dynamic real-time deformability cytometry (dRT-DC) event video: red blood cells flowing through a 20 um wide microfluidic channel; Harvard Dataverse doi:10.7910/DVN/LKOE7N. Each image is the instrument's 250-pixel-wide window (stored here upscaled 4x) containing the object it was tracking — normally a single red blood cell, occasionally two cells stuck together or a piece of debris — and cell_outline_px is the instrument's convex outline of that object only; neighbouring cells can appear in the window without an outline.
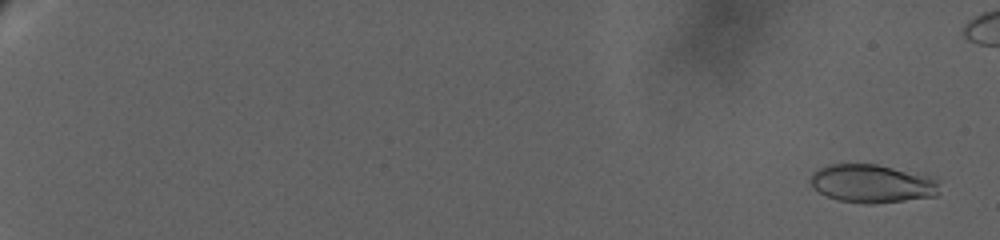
{"species": "human", "species_latin": "Homo sapiens", "temperature_condition": "warm", "stored_images_in_passage": 39, "camera_frame_rate_fps": 3000, "um_per_image_px": 0.085, "donor": {"sex": "female"}, "frame": {"image": 1, "passage_image": 4, "time_ms": 1.0, "image_size_px": [1000, 240], "cell_outline_px": [[940, 192], [936, 196], [872, 204], [864, 204], [840, 200], [828, 196], [820, 192], [812, 184], [812, 172], [828, 164], [876, 164], [924, 172], [936, 176], [940, 180]], "centroid_in_image_um": [74.28, 15.58], "position_along_channel_um": 10.7, "area_um2": 29.36}}
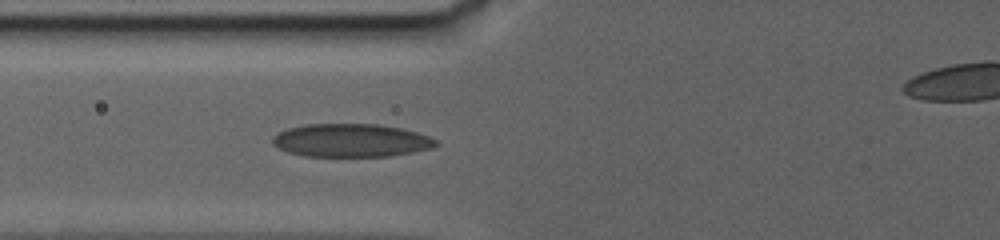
{"frame": {"image": 2, "passage_image": 34, "time_ms": 12.667, "image_size_px": [1000, 240], "cell_outline_px": [[440, 144], [432, 148], [412, 152], [388, 156], [304, 156], [288, 152], [272, 144], [272, 136], [288, 128], [304, 124], [376, 124], [400, 128], [416, 132], [428, 136], [436, 140]], "centroid_in_image_um": [29.83, 11.93], "position_along_channel_um": 96.0, "area_um2": 31.5}}
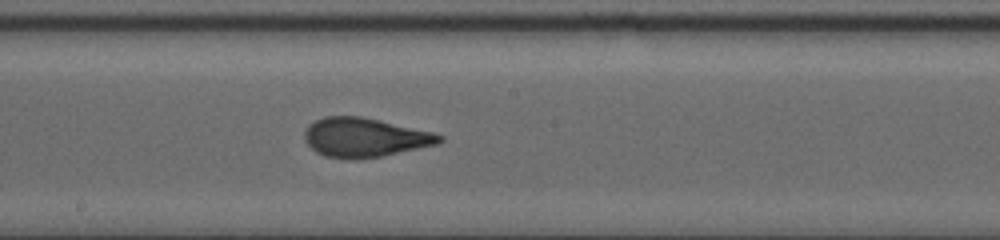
{"frame": {"image": 3, "passage_image": 39, "time_ms": 17.0, "image_size_px": [1000, 240], "cell_outline_px": [[444, 140], [436, 144], [380, 156], [324, 156], [316, 152], [304, 140], [304, 132], [308, 124], [324, 116], [360, 116], [432, 132], [444, 136]], "centroid_in_image_um": [30.97, 11.64], "position_along_channel_um": 217.2, "area_um2": 29.71}}